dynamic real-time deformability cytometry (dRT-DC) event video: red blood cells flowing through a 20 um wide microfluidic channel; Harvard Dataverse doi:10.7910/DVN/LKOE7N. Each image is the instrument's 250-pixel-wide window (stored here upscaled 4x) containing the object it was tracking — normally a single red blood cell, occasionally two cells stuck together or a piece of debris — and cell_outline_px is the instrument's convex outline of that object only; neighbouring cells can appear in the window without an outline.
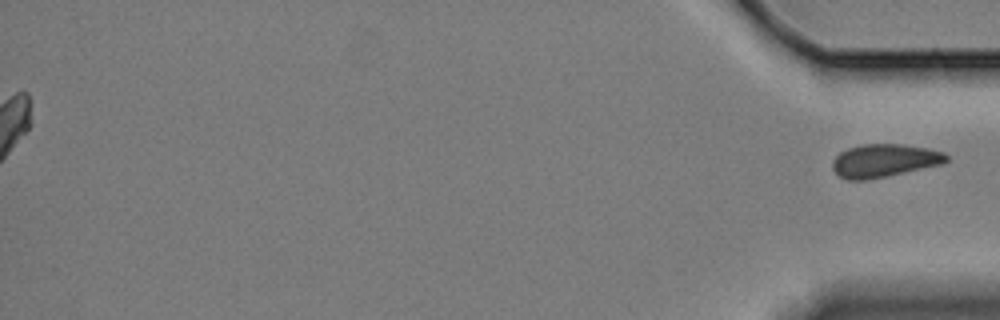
{"species": "Egyptian fruit bat (a non-hibernating species)", "species_latin": "Rousettus aegyptiacus", "temperature_condition": "cold", "stored_images_in_passage": 62, "segment_of_instrument_passage": [2, 2], "camera_frame_rate_fps": 3000, "um_per_image_px": 0.085, "animal": {"sex": "female"}, "frame": {"image": 1, "passage_image": 62, "time_ms": 20.333, "image_size_px": [1000, 320], "cell_outline_px": [[948, 160], [944, 164], [868, 180], [848, 180], [840, 176], [832, 168], [832, 160], [840, 152], [848, 148], [864, 144], [900, 144], [928, 148], [944, 152], [948, 156]], "centroid_in_image_um": [75.18, 13.65], "position_along_channel_um": 360.0, "area_um2": 22.02}}